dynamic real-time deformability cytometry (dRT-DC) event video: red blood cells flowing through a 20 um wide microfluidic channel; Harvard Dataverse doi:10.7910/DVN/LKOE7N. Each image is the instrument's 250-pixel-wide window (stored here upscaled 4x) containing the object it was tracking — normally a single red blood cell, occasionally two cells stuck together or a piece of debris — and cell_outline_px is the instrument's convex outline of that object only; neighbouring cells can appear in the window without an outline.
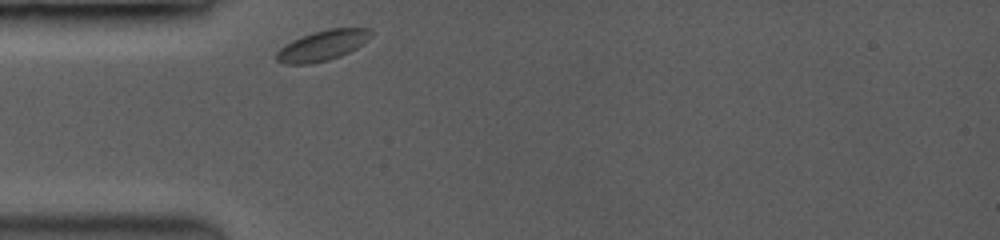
{"species": "common noctule bat (a hibernating species)", "species_latin": "Nyctalus noctula", "temperature_condition": "room temperature", "stored_images_in_passage": 21, "camera_frame_rate_fps": 3500, "um_per_image_px": 0.085, "animal": {"sex": "female", "body_mass_g": 19.0, "forearm_length_mm": 53.3}, "frame": {"image": 1, "passage_image": 1, "time_ms": 0.0, "image_size_px": [1000, 240], "cell_outline_px": [[372, 36], [364, 44], [340, 56], [328, 60], [312, 64], [284, 64], [276, 60], [276, 52], [284, 44], [300, 36], [312, 32], [328, 28], [372, 28]], "centroid_in_image_um": [27.41, 3.86], "position_along_channel_um": 57.6, "area_um2": 16.99}}
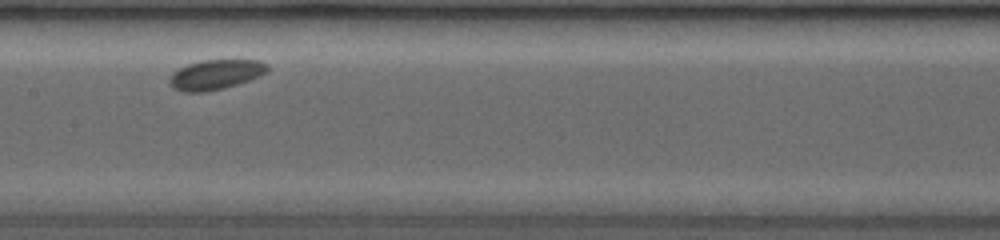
{"frame": {"image": 2, "passage_image": 9, "time_ms": 3.714, "image_size_px": [1000, 240], "cell_outline_px": [[268, 72], [260, 76], [236, 84], [220, 88], [200, 92], [188, 92], [172, 88], [168, 80], [172, 72], [188, 64], [200, 60], [260, 60], [268, 64]], "centroid_in_image_um": [18.32, 6.32], "position_along_channel_um": 189.1, "area_um2": 16.88}}
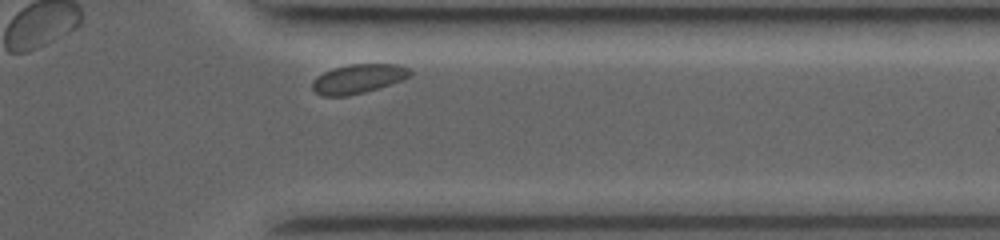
{"frame": {"image": 3, "passage_image": 19, "time_ms": 8.857, "image_size_px": [1000, 240], "cell_outline_px": [[412, 72], [408, 76], [400, 80], [364, 92], [348, 96], [324, 96], [316, 92], [312, 88], [312, 80], [316, 76], [324, 72], [348, 64], [396, 64], [408, 68]], "centroid_in_image_um": [30.39, 6.69], "position_along_channel_um": 381.0, "area_um2": 16.3}}